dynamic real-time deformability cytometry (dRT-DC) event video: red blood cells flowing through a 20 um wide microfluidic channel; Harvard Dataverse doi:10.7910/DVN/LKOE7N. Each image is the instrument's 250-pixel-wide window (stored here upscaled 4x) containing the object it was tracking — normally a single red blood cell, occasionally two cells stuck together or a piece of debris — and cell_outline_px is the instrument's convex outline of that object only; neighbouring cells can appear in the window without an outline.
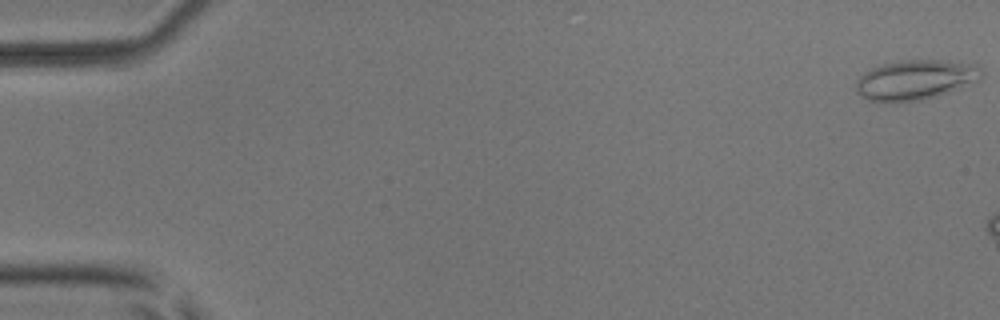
{"species": "common noctule bat (a hibernating species)", "species_latin": "Nyctalus noctula", "temperature_condition": "room temperature", "stored_images_in_passage": 10, "camera_frame_rate_fps": 3000, "um_per_image_px": 0.085, "animal": {"sex": "male", "body_mass_g": 17.9, "forearm_length_mm": 54.2}, "frame": {"image": 1, "passage_image": 1, "time_ms": 0.0, "image_size_px": [1000, 320], "cell_outline_px": [[984, 72], [980, 80], [920, 100], [868, 100], [860, 96], [856, 92], [856, 80], [864, 72], [880, 64], [900, 60], [940, 60], [976, 64]], "centroid_in_image_um": [77.79, 6.74], "position_along_channel_um": 7.2, "area_um2": 28.55}}